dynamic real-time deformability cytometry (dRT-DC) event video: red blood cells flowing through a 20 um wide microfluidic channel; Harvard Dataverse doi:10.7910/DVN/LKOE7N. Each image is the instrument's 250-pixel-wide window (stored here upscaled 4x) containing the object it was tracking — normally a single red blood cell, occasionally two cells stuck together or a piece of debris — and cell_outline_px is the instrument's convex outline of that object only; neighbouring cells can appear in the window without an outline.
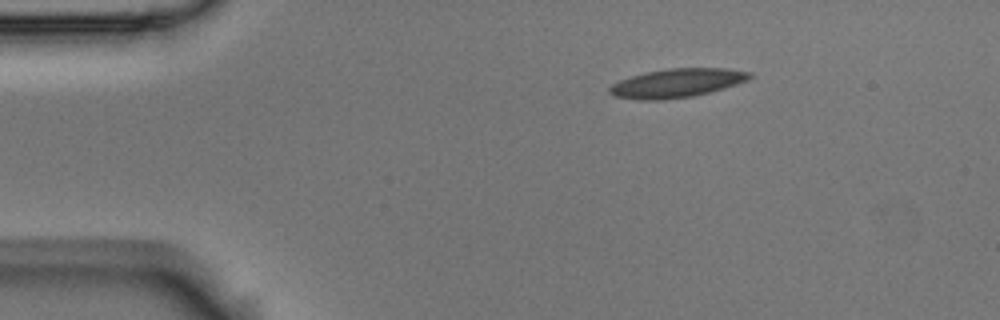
{"species": "Egyptian fruit bat (a non-hibernating species)", "species_latin": "Rousettus aegyptiacus", "temperature_condition": "room temperature", "stored_images_in_passage": 2, "camera_frame_rate_fps": 3000, "um_per_image_px": 0.085, "animal": {"sex": "male"}, "frame": {"image": 1, "passage_image": 1, "time_ms": 0.0, "image_size_px": [1000, 320], "cell_outline_px": [[752, 76], [748, 80], [724, 88], [692, 96], [664, 100], [640, 100], [612, 96], [608, 92], [608, 88], [612, 84], [620, 80], [632, 76], [648, 72], [668, 68], [724, 68], [752, 72]], "centroid_in_image_um": [57.51, 7.06], "position_along_channel_um": 27.5, "area_um2": 23.47}}